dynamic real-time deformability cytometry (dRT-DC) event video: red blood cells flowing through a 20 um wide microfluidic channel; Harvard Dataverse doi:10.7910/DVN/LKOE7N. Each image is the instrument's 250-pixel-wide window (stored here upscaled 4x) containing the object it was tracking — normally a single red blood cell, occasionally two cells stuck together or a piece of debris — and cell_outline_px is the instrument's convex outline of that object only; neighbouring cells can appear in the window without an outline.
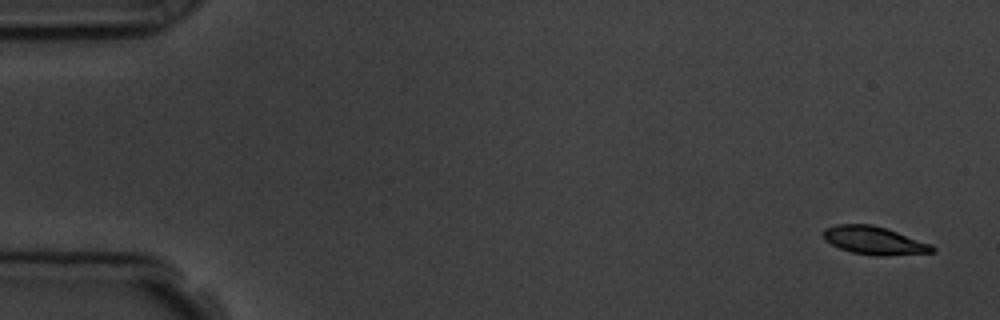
{"species": "common noctule bat (a hibernating species)", "species_latin": "Nyctalus noctula", "temperature_condition": "room temperature", "stored_images_in_passage": 5, "camera_frame_rate_fps": 3000, "um_per_image_px": 0.085, "animal": {"sex": "male", "body_mass_g": 19.5, "forearm_length_mm": 54.6}, "frame": {"image": 1, "passage_image": 1, "time_ms": 0.0, "image_size_px": [1000, 320], "cell_outline_px": [[936, 252], [880, 256], [876, 256], [852, 252], [840, 248], [824, 240], [824, 228], [836, 224], [872, 224], [932, 244], [936, 248]], "centroid_in_image_um": [74.31, 20.44], "position_along_channel_um": 10.7, "area_um2": 17.69}}
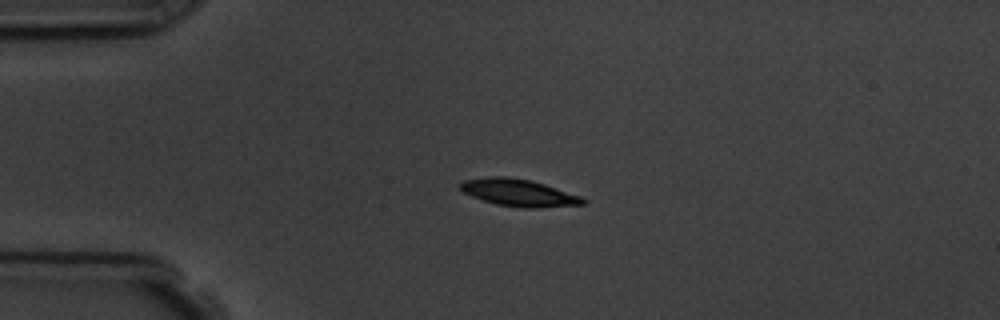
{"frame": {"image": 2, "passage_image": 4, "time_ms": 3.667, "image_size_px": [1000, 320], "cell_outline_px": [[588, 200], [584, 204], [536, 208], [520, 208], [496, 204], [472, 196], [464, 192], [460, 188], [460, 184], [464, 180], [488, 176], [504, 176], [532, 180], [580, 196]], "centroid_in_image_um": [44.1, 16.38], "position_along_channel_um": 40.9, "area_um2": 19.31}}